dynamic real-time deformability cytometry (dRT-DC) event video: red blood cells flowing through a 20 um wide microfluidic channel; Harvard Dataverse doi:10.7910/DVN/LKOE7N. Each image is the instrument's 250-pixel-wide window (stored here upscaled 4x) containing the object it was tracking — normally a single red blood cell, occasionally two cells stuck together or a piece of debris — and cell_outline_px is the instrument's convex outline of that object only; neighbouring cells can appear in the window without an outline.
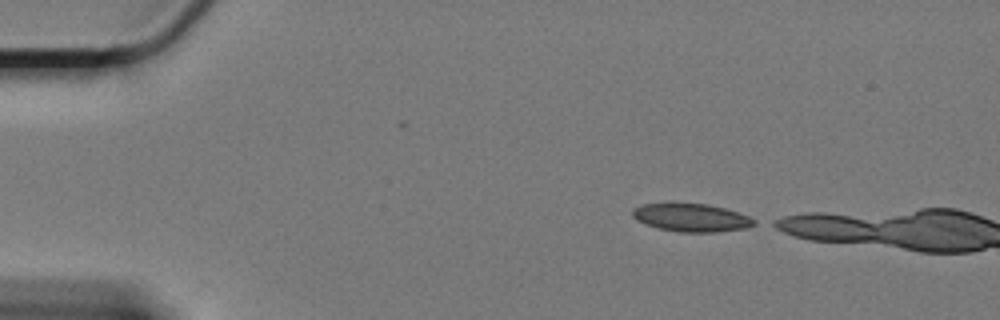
{"species": "Egyptian fruit bat (a non-hibernating species)", "species_latin": "Rousettus aegyptiacus", "temperature_condition": "cold", "stored_images_in_passage": 2, "camera_frame_rate_fps": 3000, "um_per_image_px": 0.085, "animal": {"sex": "female"}, "frame": {"image": 1, "passage_image": 2, "time_ms": 0.333, "image_size_px": [1000, 320], "cell_outline_px": [[756, 224], [748, 228], [716, 232], [680, 232], [660, 228], [644, 224], [636, 220], [632, 216], [632, 208], [640, 204], [668, 200], [672, 200], [708, 204], [724, 208], [748, 216], [756, 220]], "centroid_in_image_um": [58.68, 18.44], "position_along_channel_um": 26.3, "area_um2": 20.81}}